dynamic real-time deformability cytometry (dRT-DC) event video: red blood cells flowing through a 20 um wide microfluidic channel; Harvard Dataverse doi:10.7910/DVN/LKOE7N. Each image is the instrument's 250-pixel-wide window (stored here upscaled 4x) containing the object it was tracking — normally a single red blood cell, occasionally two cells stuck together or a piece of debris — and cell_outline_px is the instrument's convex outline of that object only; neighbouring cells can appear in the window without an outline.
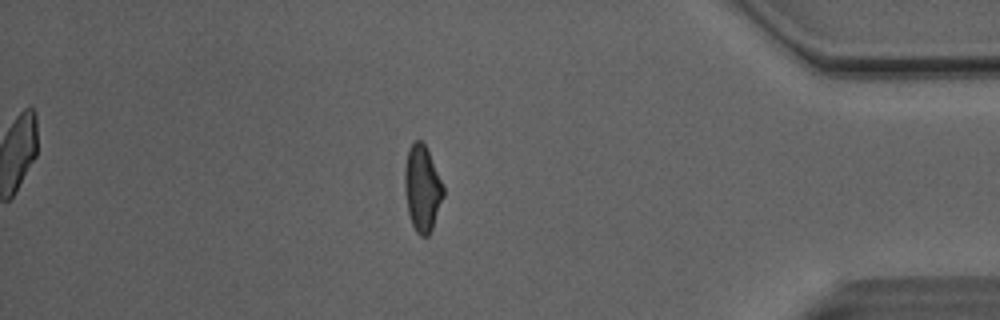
{"species": "Egyptian fruit bat (a non-hibernating species)", "species_latin": "Rousettus aegyptiacus", "temperature_condition": "room temperature", "stored_images_in_passage": 49, "camera_frame_rate_fps": 3000, "um_per_image_px": 0.085, "animal": {"sex": "male"}, "frame": {"image": 1, "passage_image": 42, "time_ms": 13.667, "image_size_px": [1000, 320], "cell_outline_px": [[444, 196], [432, 228], [428, 236], [420, 236], [416, 232], [412, 224], [408, 212], [404, 192], [404, 164], [408, 148], [416, 140], [420, 140], [424, 144], [428, 152], [444, 188]], "centroid_in_image_um": [35.86, 16.03], "position_along_channel_um": 399.3, "area_um2": 19.31}}
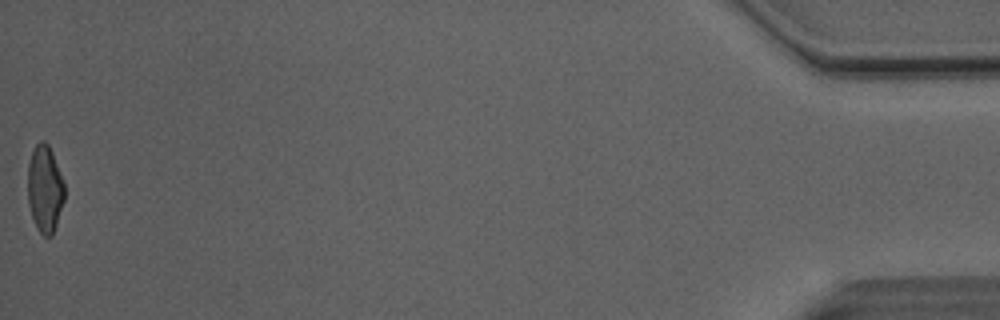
{"frame": {"image": 2, "passage_image": 49, "time_ms": 16.0, "image_size_px": [1000, 320], "cell_outline_px": [[64, 200], [52, 236], [44, 236], [36, 228], [28, 204], [28, 164], [32, 152], [36, 144], [40, 140], [44, 140], [48, 144], [52, 152], [64, 184]], "centroid_in_image_um": [3.8, 16.05], "position_along_channel_um": 431.4, "area_um2": 18.5}, "authors_computed_cell_mechanics": {"area_um2": 20.0566, "velocity_mm_per_s": 4.1255, "shape_relaxation_time_tau1_ms": 10.1429, "shape_relaxation_time_tau2_ms": 2.142, "deformation_change_tau1": 0.2669, "deformation_change_tau2": 0.0981}}